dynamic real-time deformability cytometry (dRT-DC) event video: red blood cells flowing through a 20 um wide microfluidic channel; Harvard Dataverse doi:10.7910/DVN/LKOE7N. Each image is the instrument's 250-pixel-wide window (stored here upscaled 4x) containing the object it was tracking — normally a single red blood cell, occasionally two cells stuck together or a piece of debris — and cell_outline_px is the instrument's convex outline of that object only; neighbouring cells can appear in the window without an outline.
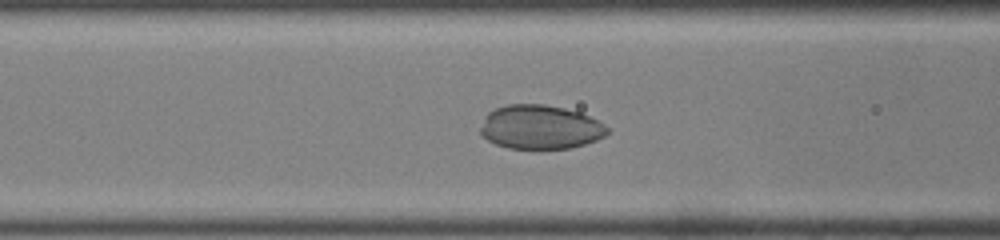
{"species": "common noctule bat (a hibernating species)", "species_latin": "Nyctalus noctula", "temperature_condition": "room temperature", "stored_images_in_passage": 15, "camera_frame_rate_fps": 3000, "um_per_image_px": 0.085, "animal": {"sex": "male", "body_mass_g": 19.0, "forearm_length_mm": 50.8}, "frame": {"image": 1, "passage_image": 7, "time_ms": 2.0, "image_size_px": [1000, 240], "cell_outline_px": [[608, 132], [604, 136], [596, 140], [572, 148], [508, 148], [496, 144], [488, 140], [480, 132], [480, 128], [484, 116], [488, 112], [496, 108], [508, 104], [544, 104], [564, 108], [580, 112], [604, 124], [608, 128]], "centroid_in_image_um": [45.9, 10.8], "position_along_channel_um": 120.7, "area_um2": 32.43}}
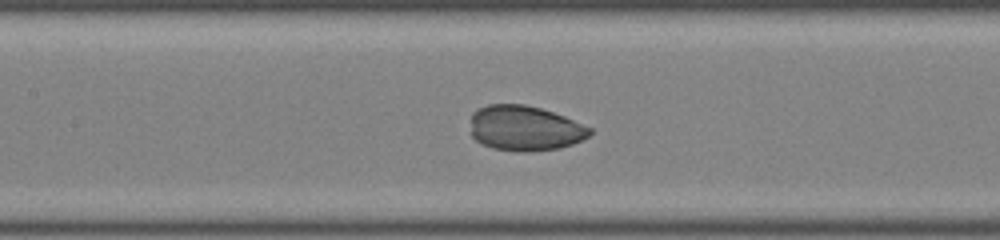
{"frame": {"image": 2, "passage_image": 10, "time_ms": 3.0, "image_size_px": [1000, 240], "cell_outline_px": [[592, 132], [588, 136], [572, 144], [560, 148], [528, 152], [516, 152], [492, 148], [480, 144], [472, 136], [472, 112], [476, 108], [488, 104], [524, 104], [540, 108], [564, 116], [592, 128]], "centroid_in_image_um": [44.59, 10.9], "position_along_channel_um": 162.8, "area_um2": 31.56}}
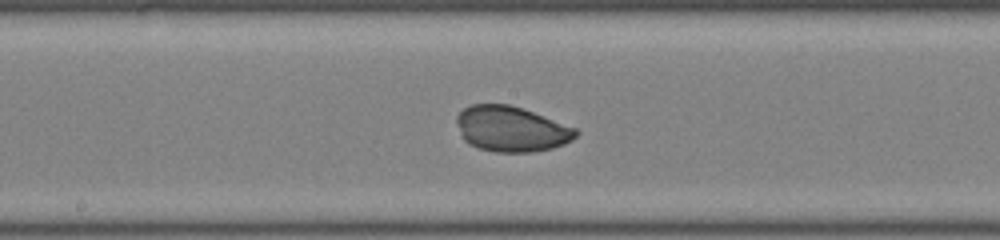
{"frame": {"image": 3, "passage_image": 13, "time_ms": 4.0, "image_size_px": [1000, 240], "cell_outline_px": [[580, 132], [572, 140], [564, 144], [552, 148], [532, 152], [492, 152], [468, 144], [464, 140], [456, 120], [456, 116], [464, 108], [472, 104], [508, 104], [532, 112], [576, 128]], "centroid_in_image_um": [43.46, 10.97], "position_along_channel_um": 204.7, "area_um2": 31.33}}